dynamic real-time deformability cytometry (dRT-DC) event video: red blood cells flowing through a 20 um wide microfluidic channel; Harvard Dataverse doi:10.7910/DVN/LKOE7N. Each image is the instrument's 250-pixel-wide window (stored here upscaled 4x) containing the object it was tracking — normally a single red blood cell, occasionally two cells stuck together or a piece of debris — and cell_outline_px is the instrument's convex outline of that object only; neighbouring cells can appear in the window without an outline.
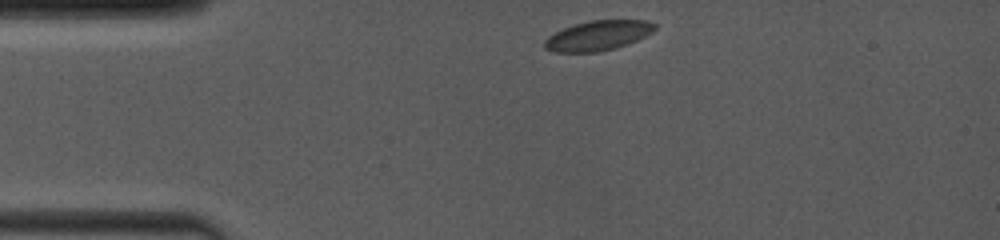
{"species": "common noctule bat (a hibernating species)", "species_latin": "Nyctalus noctula", "temperature_condition": "room temperature", "stored_images_in_passage": 47, "camera_frame_rate_fps": 4000, "um_per_image_px": 0.085, "animal": {"sex": "female", "body_mass_g": 19.0, "forearm_length_mm": 53.3}, "frame": {"image": 1, "passage_image": 1, "time_ms": 0.0, "image_size_px": [1000, 240], "cell_outline_px": [[656, 28], [652, 32], [628, 44], [596, 52], [552, 52], [544, 48], [544, 40], [548, 36], [564, 28], [588, 20], [648, 20], [656, 24]], "centroid_in_image_um": [50.81, 3.02], "position_along_channel_um": 34.2, "area_um2": 19.07}}
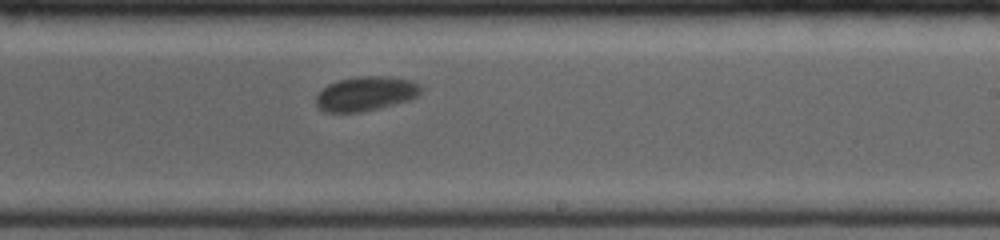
{"frame": {"image": 2, "passage_image": 27, "time_ms": 6.75, "image_size_px": [1000, 240], "cell_outline_px": [[420, 92], [416, 96], [408, 100], [380, 108], [360, 112], [328, 112], [320, 108], [316, 104], [316, 96], [328, 84], [340, 80], [360, 76], [384, 76], [412, 80], [420, 84]], "centroid_in_image_um": [31.1, 7.96], "position_along_channel_um": 257.9, "area_um2": 20.75}}
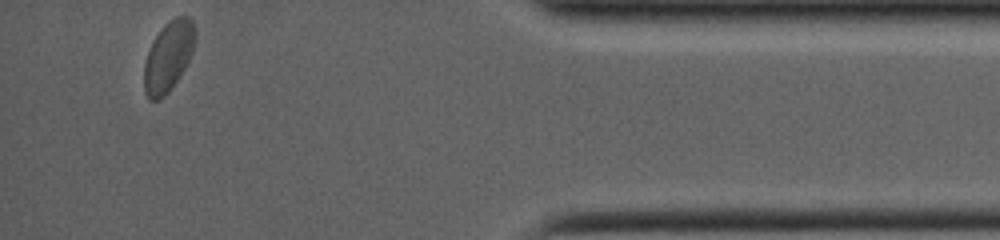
{"frame": {"image": 3, "passage_image": 47, "time_ms": 11.75, "image_size_px": [1000, 240], "cell_outline_px": [[196, 36], [192, 52], [184, 68], [168, 92], [164, 96], [156, 100], [148, 100], [144, 92], [144, 64], [148, 52], [156, 36], [164, 24], [168, 20], [176, 16], [188, 16], [192, 20], [196, 28]], "centroid_in_image_um": [14.31, 4.77], "position_along_channel_um": 420.9, "area_um2": 20.69}, "authors_computed_cell_mechanics": {"area_um2": 20.7502, "velocity_mm_per_s": 3.9574, "shape_relaxation_time_tau1_ms": 2.6214, "shape_relaxation_time_tau2_ms": null, "deformation_change_tau1": 0.0521, "deformation_change_tau2": null}}